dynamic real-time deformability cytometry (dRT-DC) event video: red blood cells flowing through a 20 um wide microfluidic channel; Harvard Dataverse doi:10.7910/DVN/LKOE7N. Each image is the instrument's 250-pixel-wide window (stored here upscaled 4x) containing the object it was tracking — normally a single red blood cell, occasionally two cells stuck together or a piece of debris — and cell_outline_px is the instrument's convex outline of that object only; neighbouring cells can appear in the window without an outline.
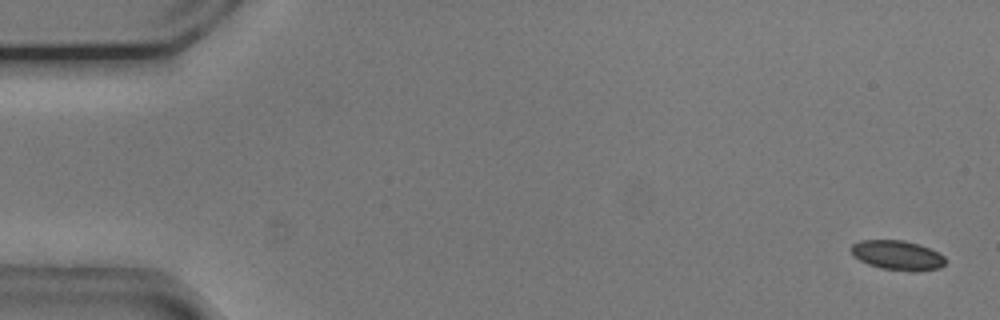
{"species": "common noctule bat (a hibernating species)", "species_latin": "Nyctalus noctula", "temperature_condition": "cold", "stored_images_in_passage": 56, "segment_of_instrument_passage": [1, 2], "camera_frame_rate_fps": 3000, "um_per_image_px": 0.085, "animal": {"sex": "male", "body_mass_g": 20.5, "forearm_length_mm": 52.5}, "frame": {"image": 1, "passage_image": 2, "time_ms": 0.333, "image_size_px": [1000, 320], "cell_outline_px": [[944, 264], [940, 268], [912, 272], [908, 272], [880, 268], [868, 264], [852, 256], [852, 244], [860, 240], [904, 240], [920, 244], [940, 252], [944, 256]], "centroid_in_image_um": [76.3, 21.7], "position_along_channel_um": 8.7, "area_um2": 16.47}}
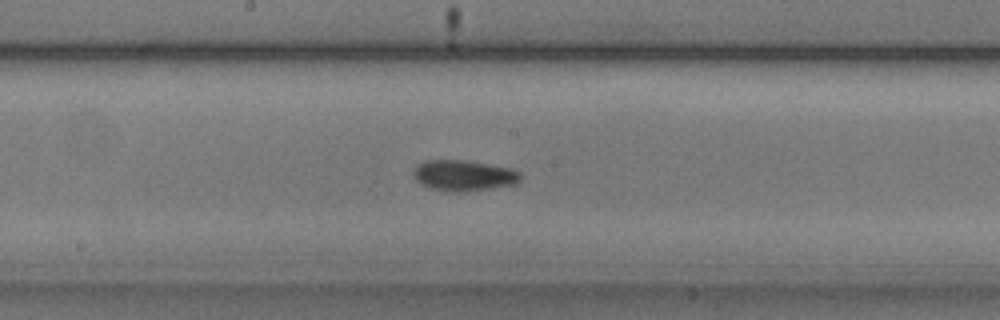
{"frame": {"image": 2, "passage_image": 29, "time_ms": 9.333, "image_size_px": [1000, 320], "cell_outline_px": [[520, 180], [516, 184], [492, 188], [464, 192], [460, 192], [428, 188], [420, 184], [416, 180], [416, 168], [424, 160], [464, 160], [488, 164], [508, 168], [520, 172]], "centroid_in_image_um": [39.44, 14.92], "position_along_channel_um": 208.8, "area_um2": 18.9}}
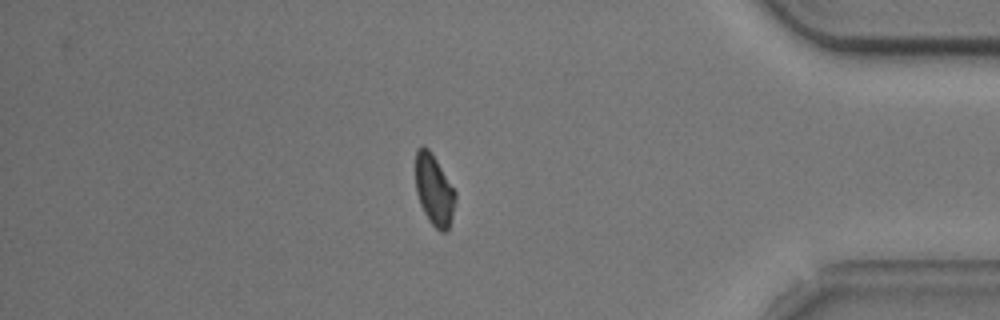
{"frame": {"image": 3, "passage_image": 47, "time_ms": 15.333, "image_size_px": [1000, 320], "cell_outline_px": [[456, 200], [448, 232], [440, 232], [428, 220], [420, 204], [416, 192], [416, 148], [424, 144], [432, 152], [456, 192]], "centroid_in_image_um": [36.9, 16.14], "position_along_channel_um": 398.3, "area_um2": 16.65}}